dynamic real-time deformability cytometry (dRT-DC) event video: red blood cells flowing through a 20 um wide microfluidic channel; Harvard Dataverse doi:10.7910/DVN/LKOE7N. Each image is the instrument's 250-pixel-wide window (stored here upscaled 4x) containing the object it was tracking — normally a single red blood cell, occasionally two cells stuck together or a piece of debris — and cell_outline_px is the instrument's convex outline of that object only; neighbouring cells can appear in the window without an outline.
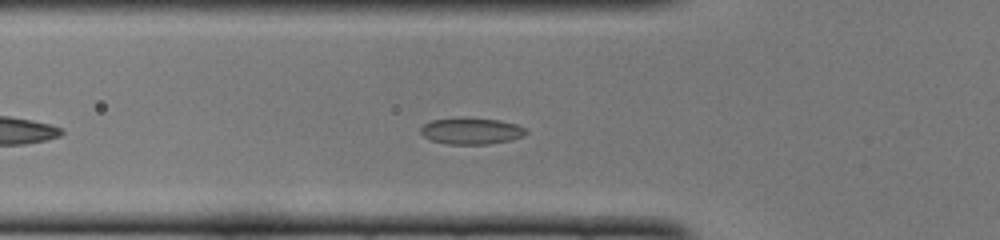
{"species": "common noctule bat (a hibernating species)", "species_latin": "Nyctalus noctula", "temperature_condition": "cold", "stored_images_in_passage": 41, "camera_frame_rate_fps": 3000, "um_per_image_px": 0.085, "animal": {"sex": "female", "body_mass_g": 22.0, "forearm_length_mm": 56.7}, "frame": {"image": 1, "passage_image": 8, "time_ms": 2.333, "image_size_px": [1000, 240], "cell_outline_px": [[528, 132], [524, 136], [512, 140], [488, 144], [448, 144], [432, 140], [424, 136], [420, 132], [420, 128], [424, 124], [432, 120], [464, 116], [500, 120], [516, 124], [524, 128]], "centroid_in_image_um": [40.07, 11.11], "position_along_channel_um": 85.7, "area_um2": 16.53}}
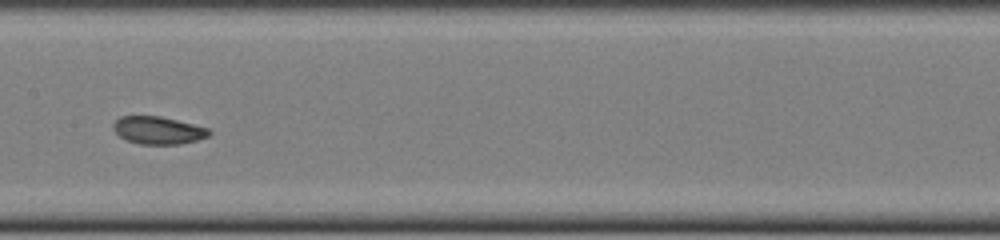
{"frame": {"image": 2, "passage_image": 16, "time_ms": 5.0, "image_size_px": [1000, 240], "cell_outline_px": [[212, 132], [208, 136], [196, 140], [180, 144], [140, 144], [124, 140], [112, 128], [112, 124], [120, 116], [160, 116], [208, 128]], "centroid_in_image_um": [13.41, 11.08], "position_along_channel_um": 194.0, "area_um2": 15.37}}
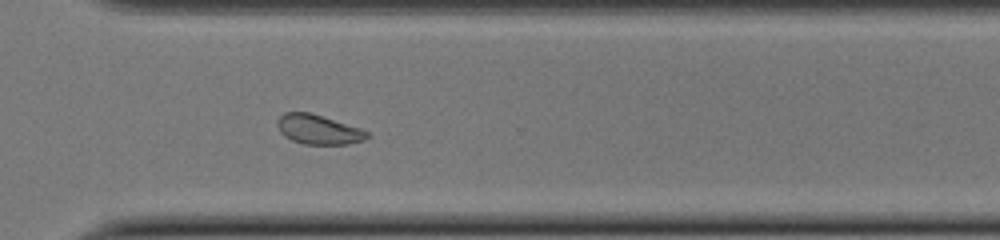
{"frame": {"image": 3, "passage_image": 27, "time_ms": 8.667, "image_size_px": [1000, 240], "cell_outline_px": [[368, 136], [364, 140], [348, 144], [304, 144], [292, 140], [284, 136], [280, 132], [276, 124], [276, 120], [284, 112], [308, 112], [360, 128], [368, 132]], "centroid_in_image_um": [27.02, 11.01], "position_along_channel_um": 343.6, "area_um2": 15.32}, "authors_computed_cell_mechanics": {"area_um2": 16.5308, "velocity_mm_per_s": 4.0613, "shape_relaxation_time_tau1_ms": 3.8192, "shape_relaxation_time_tau2_ms": 1.748, "deformation_change_tau1": 0.1017, "deformation_change_tau2": 0.066}}